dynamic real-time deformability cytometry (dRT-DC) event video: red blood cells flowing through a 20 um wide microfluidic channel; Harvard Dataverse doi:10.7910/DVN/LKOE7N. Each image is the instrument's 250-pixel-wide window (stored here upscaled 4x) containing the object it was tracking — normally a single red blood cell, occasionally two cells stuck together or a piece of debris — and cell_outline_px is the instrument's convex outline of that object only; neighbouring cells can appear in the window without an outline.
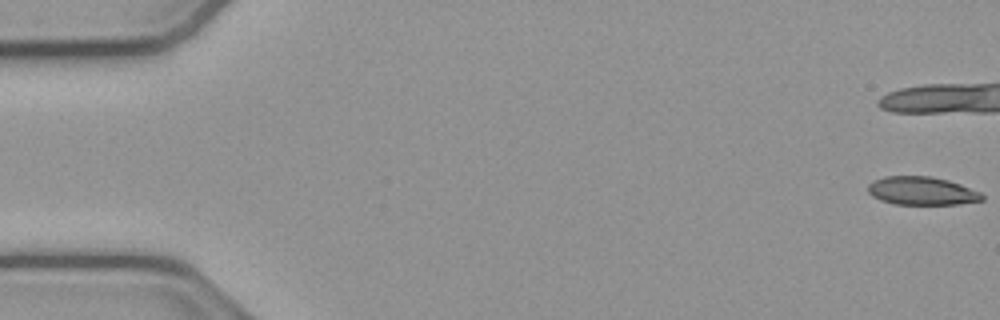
{"species": "common noctule bat (a hibernating species)", "species_latin": "Nyctalus noctula", "temperature_condition": "cold", "stored_images_in_passage": 23, "camera_frame_rate_fps": 3000, "um_per_image_px": 0.085, "animal": {"sex": "male", "body_mass_g": 23.1, "forearm_length_mm": 52.7}, "frame": {"image": 1, "passage_image": 1, "time_ms": 0.0, "image_size_px": [1000, 320], "cell_outline_px": [[984, 200], [960, 204], [892, 204], [880, 200], [872, 196], [868, 192], [868, 184], [872, 180], [884, 176], [932, 176], [948, 180], [960, 184], [980, 192], [984, 196]], "centroid_in_image_um": [78.33, 16.22], "position_along_channel_um": 6.7, "area_um2": 18.96}}